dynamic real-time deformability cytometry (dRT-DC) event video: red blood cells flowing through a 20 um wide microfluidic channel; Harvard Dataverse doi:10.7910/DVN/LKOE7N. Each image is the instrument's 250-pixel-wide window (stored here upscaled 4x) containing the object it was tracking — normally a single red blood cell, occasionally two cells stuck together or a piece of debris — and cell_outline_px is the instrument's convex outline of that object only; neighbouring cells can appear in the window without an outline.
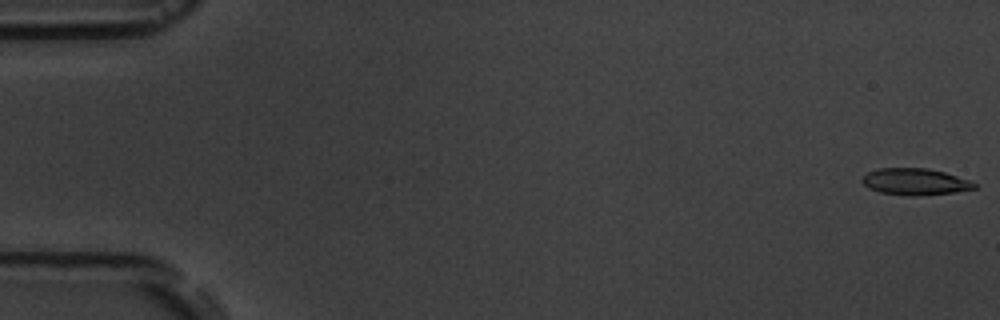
{"species": "common noctule bat (a hibernating species)", "species_latin": "Nyctalus noctula", "temperature_condition": "room temperature", "stored_images_in_passage": 7, "camera_frame_rate_fps": 3000, "um_per_image_px": 0.085, "animal": {"sex": "male", "body_mass_g": 19.5, "forearm_length_mm": 54.6}, "frame": {"image": 1, "passage_image": 1, "time_ms": 0.0, "image_size_px": [1000, 320], "cell_outline_px": [[976, 188], [956, 192], [920, 196], [912, 196], [880, 192], [868, 188], [860, 180], [868, 172], [880, 168], [928, 168], [944, 172], [972, 180], [976, 184]], "centroid_in_image_um": [77.81, 15.45], "position_along_channel_um": 7.2, "area_um2": 17.51}}
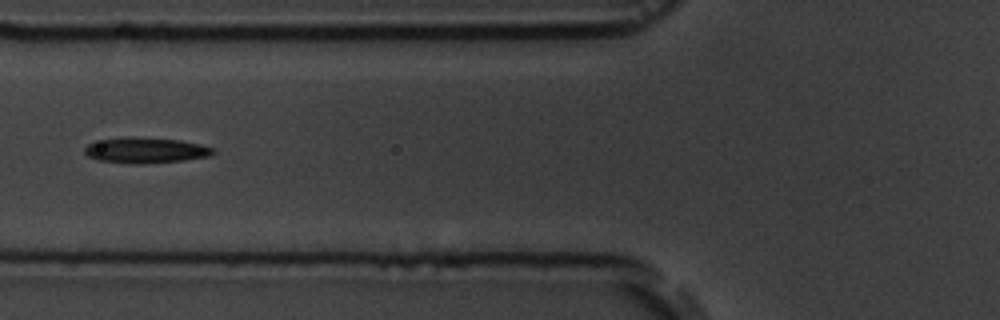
{"frame": {"image": 2, "passage_image": 7, "time_ms": 7.0, "image_size_px": [1000, 320], "cell_outline_px": [[216, 152], [208, 156], [184, 160], [140, 164], [132, 164], [96, 160], [88, 156], [84, 152], [84, 148], [88, 144], [104, 140], [132, 136], [180, 140], [200, 144], [212, 148]], "centroid_in_image_um": [12.37, 12.78], "position_along_channel_um": 113.4, "area_um2": 19.07}}